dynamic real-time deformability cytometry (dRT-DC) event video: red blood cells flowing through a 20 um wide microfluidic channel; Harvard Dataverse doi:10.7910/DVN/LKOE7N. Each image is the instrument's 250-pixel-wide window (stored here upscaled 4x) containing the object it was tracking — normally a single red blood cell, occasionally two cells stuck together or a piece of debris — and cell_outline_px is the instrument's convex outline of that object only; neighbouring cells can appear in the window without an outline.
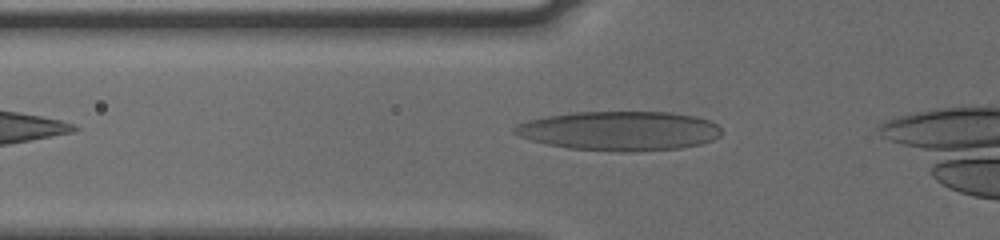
{"species": "human", "species_latin": "Homo sapiens", "temperature_condition": "cold", "stored_images_in_passage": 33, "camera_frame_rate_fps": 3000, "um_per_image_px": 0.085, "donor": {"sex": "male"}, "frame": {"image": 1, "passage_image": 3, "time_ms": 0.667, "image_size_px": [1000, 240], "cell_outline_px": [[720, 136], [712, 140], [700, 144], [680, 148], [628, 152], [624, 152], [568, 148], [548, 144], [532, 140], [520, 136], [512, 132], [512, 128], [516, 124], [528, 120], [568, 112], [672, 112], [696, 116], [708, 120], [716, 124], [720, 128]], "centroid_in_image_um": [52.65, 11.11], "position_along_channel_um": 73.2, "area_um2": 47.45}}
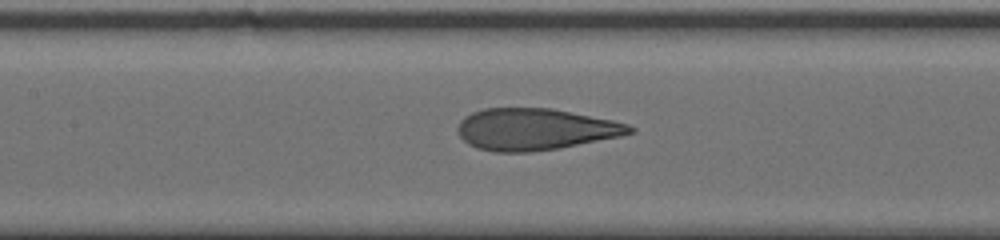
{"frame": {"image": 2, "passage_image": 10, "time_ms": 3.0, "image_size_px": [1000, 240], "cell_outline_px": [[636, 132], [620, 136], [560, 148], [528, 152], [492, 152], [476, 148], [468, 144], [460, 136], [456, 128], [460, 120], [464, 116], [472, 112], [484, 108], [552, 108], [612, 120], [628, 124], [636, 128]], "centroid_in_image_um": [45.47, 10.99], "position_along_channel_um": 161.9, "area_um2": 41.96}}
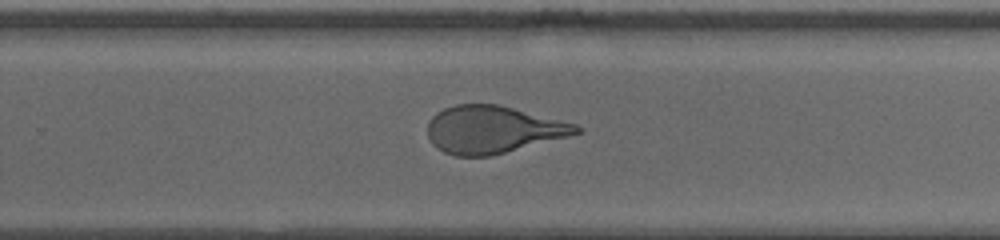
{"frame": {"image": 3, "passage_image": 20, "time_ms": 6.333, "image_size_px": [1000, 240], "cell_outline_px": [[580, 132], [568, 136], [488, 156], [456, 156], [444, 152], [436, 148], [432, 144], [428, 136], [428, 120], [436, 112], [444, 108], [456, 104], [500, 104], [576, 124], [580, 128]], "centroid_in_image_um": [41.83, 11.0], "position_along_channel_um": 288.0, "area_um2": 40.81}, "authors_computed_cell_mechanics": {"area_um2": 42.0784, "velocity_mm_per_s": 3.8068, "shape_relaxation_time_tau1_ms": 3.7075, "shape_relaxation_time_tau2_ms": 0.8645, "deformation_change_tau1": 0.1991, "deformation_change_tau2": 0.0958}}